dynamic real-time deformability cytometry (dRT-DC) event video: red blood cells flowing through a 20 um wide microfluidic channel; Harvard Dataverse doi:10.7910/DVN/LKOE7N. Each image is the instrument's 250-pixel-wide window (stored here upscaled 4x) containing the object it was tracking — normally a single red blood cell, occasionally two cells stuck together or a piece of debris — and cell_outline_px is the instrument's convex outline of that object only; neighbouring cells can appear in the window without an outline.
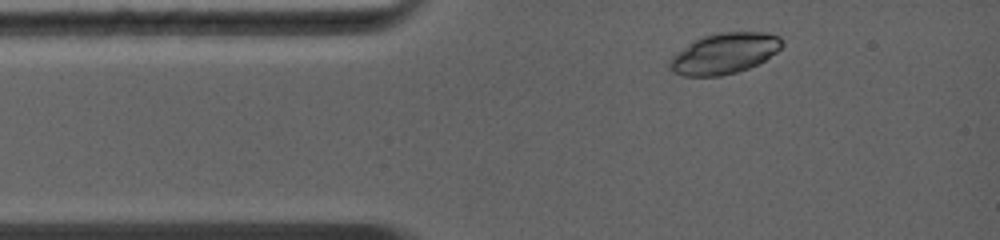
{"species": "common noctule bat (a hibernating species)", "species_latin": "Nyctalus noctula", "temperature_condition": "warm", "stored_images_in_passage": 8, "camera_frame_rate_fps": 5000, "um_per_image_px": 0.085, "animal": {"sex": "female", "body_mass_g": 19.0, "forearm_length_mm": 56.7}, "frame": {"image": 1, "passage_image": 4, "time_ms": 1.4, "image_size_px": [1000, 240], "cell_outline_px": [[784, 44], [776, 52], [764, 60], [748, 68], [736, 72], [720, 76], [684, 76], [672, 72], [668, 64], [672, 56], [676, 52], [700, 36], [716, 32], [768, 32], [780, 36]], "centroid_in_image_um": [61.55, 4.53], "position_along_channel_um": 23.4, "area_um2": 26.82}}